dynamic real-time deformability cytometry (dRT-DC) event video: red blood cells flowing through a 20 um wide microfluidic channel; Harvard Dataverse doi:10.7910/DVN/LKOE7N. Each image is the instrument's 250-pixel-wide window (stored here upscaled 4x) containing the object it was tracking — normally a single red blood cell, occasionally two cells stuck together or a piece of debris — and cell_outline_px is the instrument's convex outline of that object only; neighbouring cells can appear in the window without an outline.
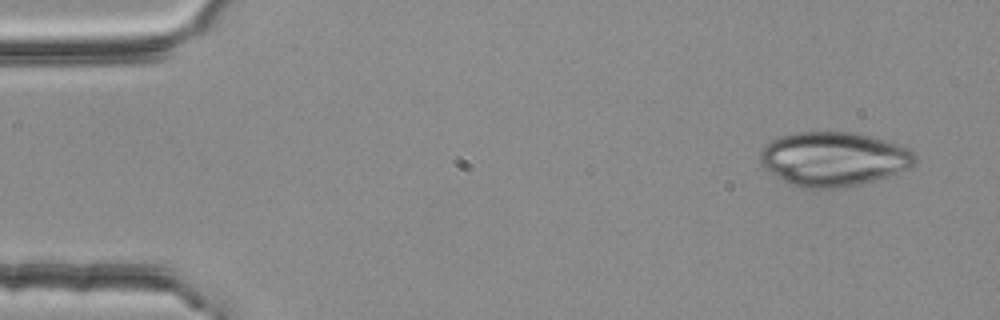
{"species": "common noctule bat (a hibernating species)", "species_latin": "Nyctalus noctula", "temperature_condition": "room temperature", "stored_images_in_passage": 4, "camera_frame_rate_fps": 3000, "um_per_image_px": 0.085, "animal": {"sex": "female", "body_mass_g": 25.1}, "frame": {"image": 1, "passage_image": 1, "time_ms": 0.0, "image_size_px": [1000, 320], "cell_outline_px": [[916, 160], [908, 168], [876, 180], [840, 188], [800, 188], [788, 184], [764, 168], [760, 164], [760, 152], [772, 140], [780, 136], [796, 132], [856, 132], [872, 136], [908, 148], [916, 152]], "centroid_in_image_um": [70.83, 13.51], "position_along_channel_um": 14.2, "area_um2": 48.9}}